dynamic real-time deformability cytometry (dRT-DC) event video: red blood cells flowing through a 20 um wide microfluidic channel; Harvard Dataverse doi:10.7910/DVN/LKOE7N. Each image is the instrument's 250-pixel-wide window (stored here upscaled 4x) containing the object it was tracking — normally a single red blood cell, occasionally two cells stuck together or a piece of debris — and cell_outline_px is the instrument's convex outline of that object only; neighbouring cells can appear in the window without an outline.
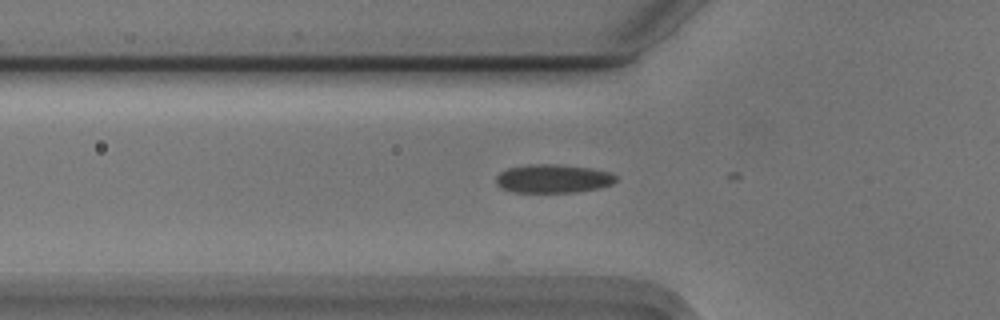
{"species": "Egyptian fruit bat (a non-hibernating species)", "species_latin": "Rousettus aegyptiacus", "temperature_condition": "cold", "stored_images_in_passage": 6, "camera_frame_rate_fps": 3000, "um_per_image_px": 0.085, "animal": {"sex": "male"}, "frame": {"image": 1, "passage_image": 2, "time_ms": 0.333, "image_size_px": [1000, 320], "cell_outline_px": [[616, 180], [612, 184], [600, 188], [576, 192], [512, 192], [500, 188], [496, 184], [496, 176], [500, 172], [508, 168], [532, 164], [552, 164], [588, 168], [608, 172], [616, 176]], "centroid_in_image_um": [46.97, 15.2], "position_along_channel_um": 78.8, "area_um2": 19.83}}
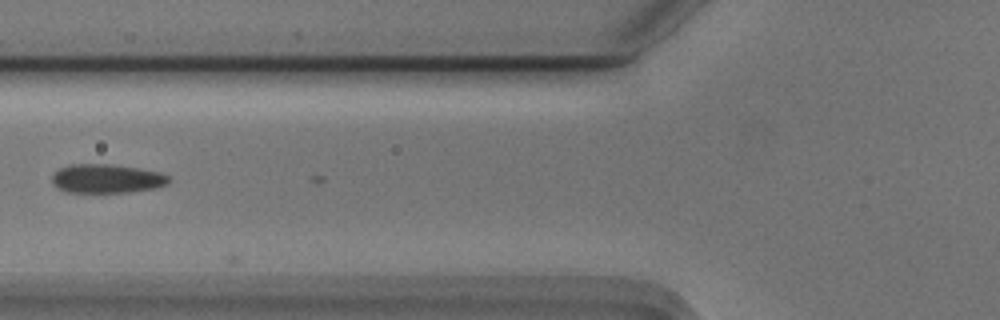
{"frame": {"image": 2, "passage_image": 5, "time_ms": 1.333, "image_size_px": [1000, 320], "cell_outline_px": [[168, 184], [156, 188], [128, 192], [64, 192], [56, 188], [52, 184], [52, 176], [60, 168], [68, 164], [108, 164], [136, 168], [160, 172], [168, 176]], "centroid_in_image_um": [9.03, 15.19], "position_along_channel_um": 116.8, "area_um2": 19.65}}